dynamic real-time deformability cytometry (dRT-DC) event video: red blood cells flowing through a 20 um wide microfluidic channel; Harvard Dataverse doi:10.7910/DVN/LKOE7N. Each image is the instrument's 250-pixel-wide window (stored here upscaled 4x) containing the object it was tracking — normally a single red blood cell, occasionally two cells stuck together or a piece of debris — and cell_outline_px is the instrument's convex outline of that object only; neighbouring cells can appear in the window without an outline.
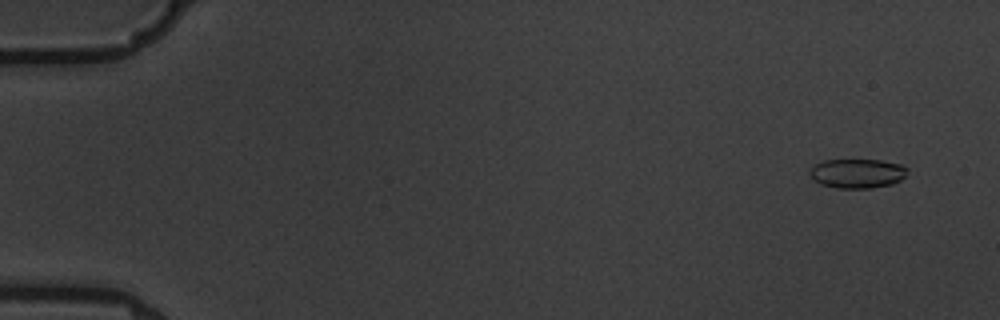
{"species": "common noctule bat (a hibernating species)", "species_latin": "Nyctalus noctula", "temperature_condition": "warm", "stored_images_in_passage": 6, "camera_frame_rate_fps": 3000, "um_per_image_px": 0.085, "animal": {"sex": "male", "body_mass_g": 19.5, "forearm_length_mm": 54.6}, "frame": {"image": 1, "passage_image": 2, "time_ms": 1.0, "image_size_px": [1000, 320], "cell_outline_px": [[908, 172], [900, 180], [892, 184], [872, 188], [836, 188], [820, 184], [808, 172], [816, 164], [824, 160], [880, 160], [900, 164], [908, 168]], "centroid_in_image_um": [72.89, 14.74], "position_along_channel_um": 12.1, "area_um2": 16.59}}
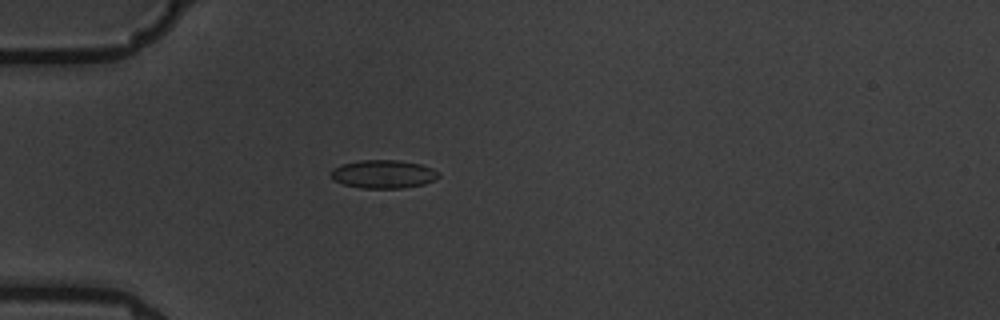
{"frame": {"image": 2, "passage_image": 6, "time_ms": 5.667, "image_size_px": [1000, 320], "cell_outline_px": [[440, 176], [424, 184], [404, 188], [360, 188], [344, 184], [332, 180], [332, 168], [340, 164], [360, 160], [400, 160], [420, 164], [432, 168], [440, 172]], "centroid_in_image_um": [32.58, 14.79], "position_along_channel_um": 52.4, "area_um2": 17.86}}